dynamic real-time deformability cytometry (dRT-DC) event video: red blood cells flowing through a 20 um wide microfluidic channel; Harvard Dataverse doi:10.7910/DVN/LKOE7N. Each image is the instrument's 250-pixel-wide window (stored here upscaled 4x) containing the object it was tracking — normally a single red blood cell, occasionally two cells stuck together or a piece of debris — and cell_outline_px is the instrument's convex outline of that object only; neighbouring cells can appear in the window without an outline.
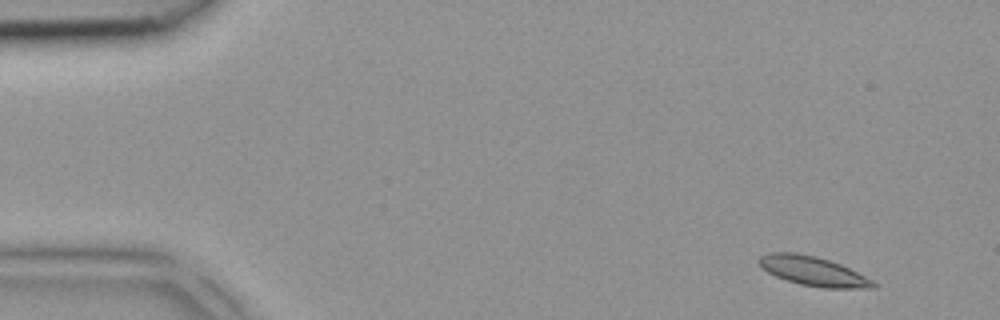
{"species": "common noctule bat (a hibernating species)", "species_latin": "Nyctalus noctula", "temperature_condition": "room temperature", "stored_images_in_passage": 3, "camera_frame_rate_fps": 3000, "um_per_image_px": 0.085, "animal": {"sex": "female", "body_mass_g": 18.4}, "frame": {"image": 1, "passage_image": 1, "time_ms": 0.0, "image_size_px": [1000, 320], "cell_outline_px": [[876, 288], [824, 288], [800, 284], [776, 276], [760, 268], [756, 260], [760, 256], [768, 252], [796, 252], [816, 256], [840, 264], [872, 280], [876, 284]], "centroid_in_image_um": [69.05, 23.03], "position_along_channel_um": 16.0, "area_um2": 19.48}}
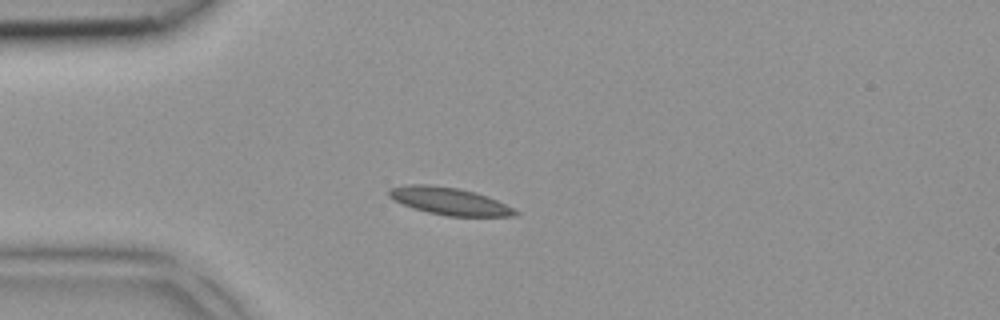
{"frame": {"image": 2, "passage_image": 3, "time_ms": 0.667, "image_size_px": [1000, 320], "cell_outline_px": [[520, 216], [448, 216], [428, 212], [412, 208], [392, 200], [388, 196], [388, 188], [408, 184], [428, 184], [456, 188], [476, 192], [488, 196], [520, 212]], "centroid_in_image_um": [38.16, 17.09], "position_along_channel_um": 46.8, "area_um2": 20.23}}